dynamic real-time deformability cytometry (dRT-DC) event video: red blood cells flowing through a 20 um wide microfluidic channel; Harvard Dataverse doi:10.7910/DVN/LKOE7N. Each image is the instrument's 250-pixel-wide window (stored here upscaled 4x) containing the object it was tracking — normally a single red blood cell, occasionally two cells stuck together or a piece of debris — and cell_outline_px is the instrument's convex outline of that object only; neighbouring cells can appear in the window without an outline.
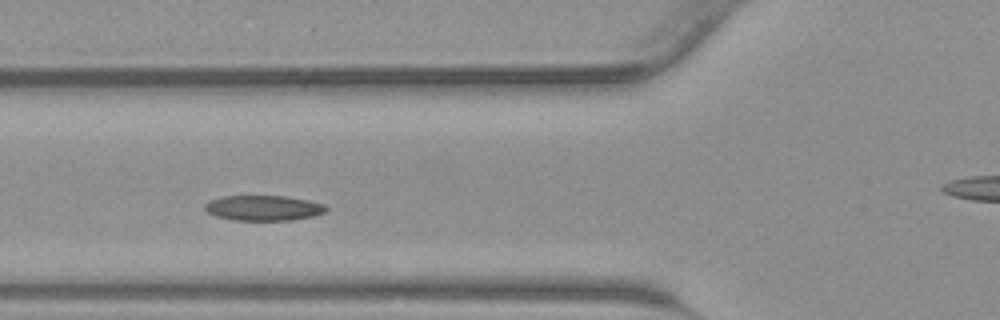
{"species": "common noctule bat (a hibernating species)", "species_latin": "Nyctalus noctula", "temperature_condition": "warm", "stored_images_in_passage": 25, "camera_frame_rate_fps": 3000, "um_per_image_px": 0.085, "animal": {"sex": "male", "body_mass_g": 23.1, "forearm_length_mm": 52.7}, "frame": {"image": 1, "passage_image": 4, "time_ms": 1.0, "image_size_px": [1000, 320], "cell_outline_px": [[328, 208], [324, 212], [312, 216], [292, 220], [232, 220], [216, 216], [208, 212], [204, 208], [204, 204], [208, 200], [224, 196], [284, 196], [308, 200], [324, 204]], "centroid_in_image_um": [22.36, 17.67], "position_along_channel_um": 103.4, "area_um2": 17.8}}
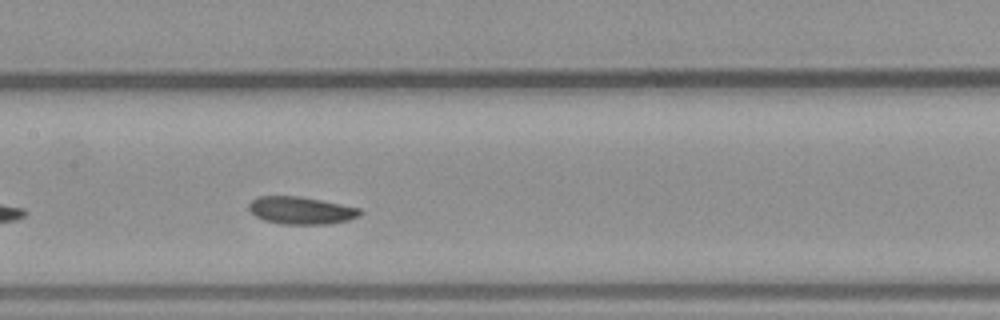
{"frame": {"image": 2, "passage_image": 9, "time_ms": 2.667, "image_size_px": [1000, 320], "cell_outline_px": [[364, 212], [360, 216], [348, 220], [328, 224], [280, 224], [264, 220], [256, 216], [248, 208], [248, 204], [252, 200], [260, 196], [300, 196], [360, 208]], "centroid_in_image_um": [25.6, 17.89], "position_along_channel_um": 181.8, "area_um2": 17.8}}
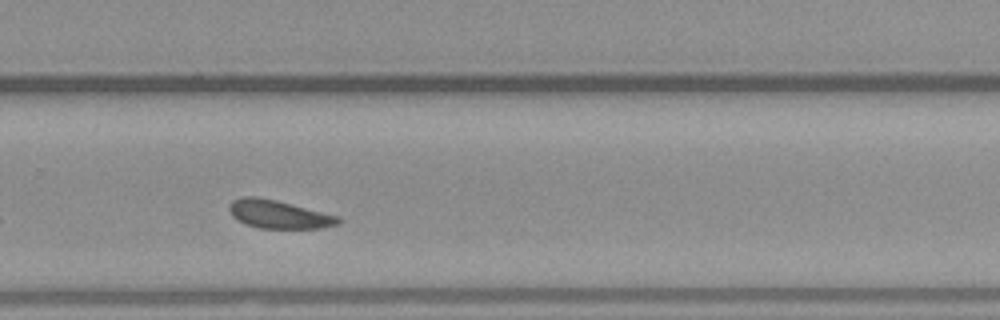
{"frame": {"image": 3, "passage_image": 17, "time_ms": 5.333, "image_size_px": [1000, 320], "cell_outline_px": [[340, 224], [324, 228], [256, 228], [244, 224], [232, 216], [228, 208], [228, 204], [232, 200], [240, 196], [256, 196], [276, 200], [340, 216]], "centroid_in_image_um": [23.67, 18.21], "position_along_channel_um": 306.1, "area_um2": 18.21}}